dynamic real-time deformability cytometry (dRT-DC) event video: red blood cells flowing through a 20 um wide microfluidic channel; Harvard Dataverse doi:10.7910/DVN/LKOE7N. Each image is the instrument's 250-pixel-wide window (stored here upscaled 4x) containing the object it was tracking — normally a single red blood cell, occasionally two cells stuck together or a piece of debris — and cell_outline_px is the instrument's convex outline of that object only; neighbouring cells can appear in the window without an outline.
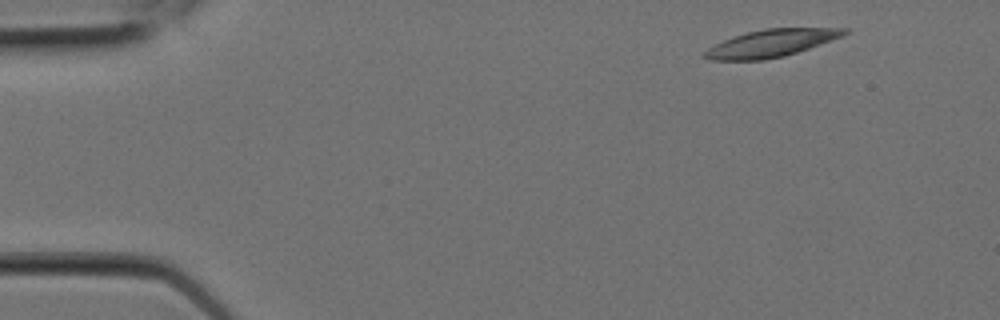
{"species": "Egyptian fruit bat (a non-hibernating species)", "species_latin": "Rousettus aegyptiacus", "temperature_condition": "room temperature", "stored_images_in_passage": 4, "camera_frame_rate_fps": 3000, "um_per_image_px": 0.085, "animal": {"sex": "female"}, "frame": {"image": 1, "passage_image": 1, "time_ms": 0.0, "image_size_px": [1000, 320], "cell_outline_px": [[848, 32], [844, 36], [784, 56], [764, 60], [708, 60], [700, 56], [708, 48], [732, 36], [764, 28], [848, 28]], "centroid_in_image_um": [65.52, 3.67], "position_along_channel_um": 19.5, "area_um2": 22.25}}
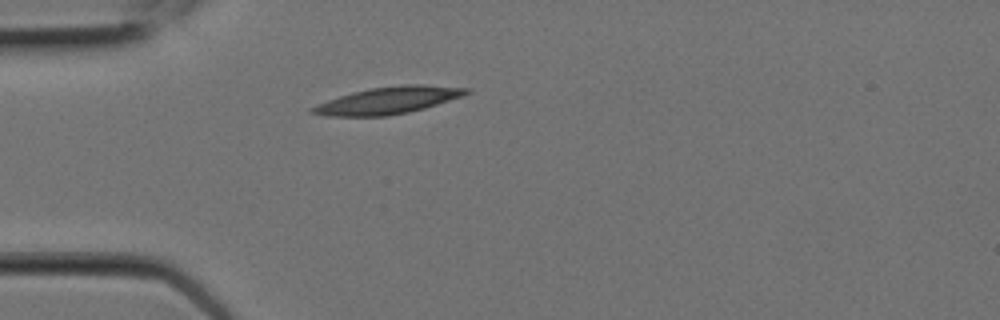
{"frame": {"image": 2, "passage_image": 4, "time_ms": 1.0, "image_size_px": [1000, 320], "cell_outline_px": [[472, 92], [464, 96], [424, 108], [408, 112], [388, 116], [328, 116], [308, 112], [308, 108], [328, 100], [352, 92], [372, 88], [404, 84], [424, 84], [472, 88]], "centroid_in_image_um": [33.05, 8.52], "position_along_channel_um": 52.0, "area_um2": 24.33}}